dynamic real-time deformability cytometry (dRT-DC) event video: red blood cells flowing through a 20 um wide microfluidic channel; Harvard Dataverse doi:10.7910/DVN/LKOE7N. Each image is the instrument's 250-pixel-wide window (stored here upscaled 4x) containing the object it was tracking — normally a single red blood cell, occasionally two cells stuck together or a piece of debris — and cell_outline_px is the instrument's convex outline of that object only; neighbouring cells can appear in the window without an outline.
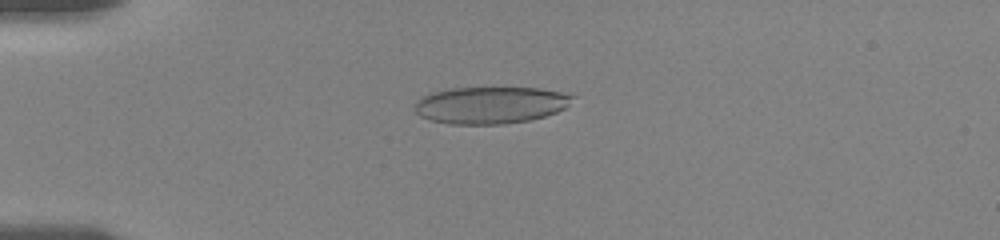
{"species": "human", "species_latin": "Homo sapiens", "temperature_condition": "room temperature", "stored_images_in_passage": 56, "camera_frame_rate_fps": 3000, "um_per_image_px": 0.085, "donor": {"sex": "female"}, "frame": {"image": 1, "passage_image": 15, "time_ms": 4.667, "image_size_px": [1000, 240], "cell_outline_px": [[576, 96], [564, 108], [556, 112], [544, 116], [528, 120], [504, 124], [448, 124], [432, 120], [420, 116], [416, 112], [416, 100], [420, 96], [452, 88], [540, 88], [560, 92]], "centroid_in_image_um": [41.68, 8.93], "position_along_channel_um": 43.3, "area_um2": 33.76}}
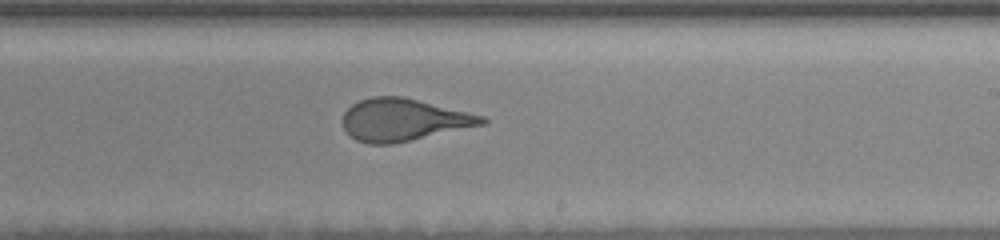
{"frame": {"image": 2, "passage_image": 35, "time_ms": 11.333, "image_size_px": [1000, 240], "cell_outline_px": [[488, 120], [484, 124], [392, 144], [368, 144], [356, 140], [344, 128], [344, 112], [352, 104], [360, 100], [372, 96], [404, 96], [484, 116]], "centroid_in_image_um": [34.28, 10.17], "position_along_channel_um": 254.7, "area_um2": 33.99}}
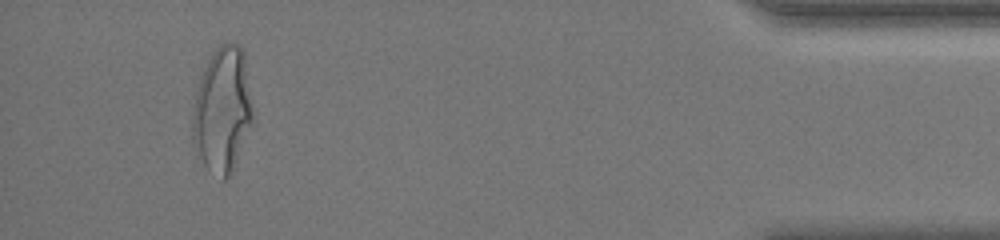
{"frame": {"image": 3, "passage_image": 53, "time_ms": 17.333, "image_size_px": [1000, 240], "cell_outline_px": [[256, 120], [228, 176], [224, 180], [220, 180], [204, 164], [192, 140], [192, 116], [196, 92], [200, 80], [208, 60], [212, 52], [220, 44], [228, 40], [240, 44], [244, 48]], "centroid_in_image_um": [18.97, 9.27], "position_along_channel_um": 416.2, "area_um2": 44.74}, "authors_computed_cell_mechanics": {"area_um2": 34.8534, "velocity_mm_per_s": 3.6218, "shape_relaxation_time_tau1_ms": 3.6406, "shape_relaxation_time_tau2_ms": 0.6273, "deformation_change_tau1": 0.1901, "deformation_change_tau2": 0.0974}}